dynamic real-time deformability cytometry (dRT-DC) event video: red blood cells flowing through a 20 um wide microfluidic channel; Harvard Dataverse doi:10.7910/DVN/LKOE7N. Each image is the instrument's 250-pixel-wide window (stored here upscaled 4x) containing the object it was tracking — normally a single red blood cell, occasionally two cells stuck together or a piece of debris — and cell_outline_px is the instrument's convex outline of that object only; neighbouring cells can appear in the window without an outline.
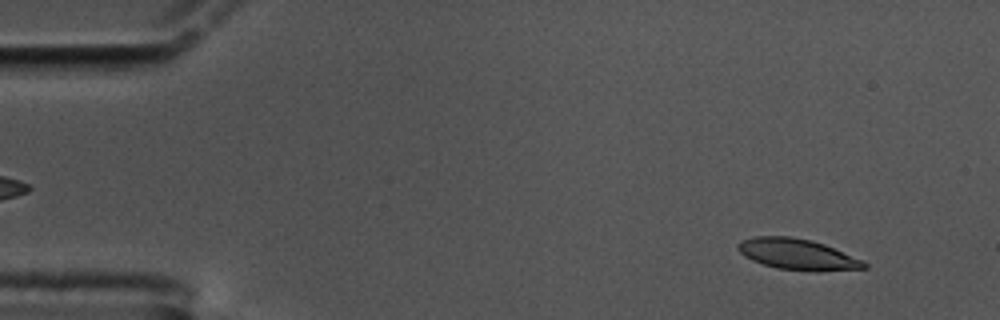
{"species": "common noctule bat (a hibernating species)", "species_latin": "Nyctalus noctula", "temperature_condition": "cold", "stored_images_in_passage": 59, "camera_frame_rate_fps": 3000, "um_per_image_px": 0.085, "animal": {"sex": "male", "body_mass_g": 17.5, "forearm_length_mm": 52.3}, "frame": {"image": 1, "passage_image": 5, "time_ms": 1.333, "image_size_px": [1000, 320], "cell_outline_px": [[868, 268], [816, 272], [776, 268], [752, 260], [744, 256], [736, 248], [736, 244], [740, 240], [752, 236], [792, 236], [812, 240], [824, 244], [864, 260], [868, 264]], "centroid_in_image_um": [67.79, 21.61], "position_along_channel_um": 17.2, "area_um2": 23.12}}
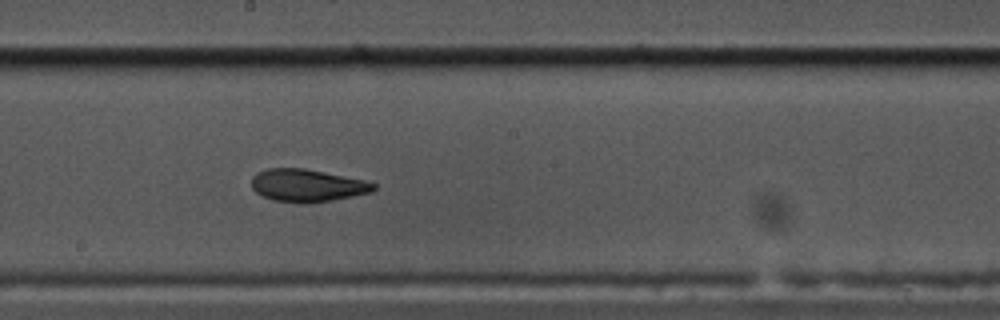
{"frame": {"image": 2, "passage_image": 32, "time_ms": 10.333, "image_size_px": [1000, 320], "cell_outline_px": [[376, 188], [372, 192], [332, 200], [308, 204], [300, 204], [272, 200], [256, 192], [252, 188], [252, 176], [256, 172], [268, 168], [304, 168], [364, 180], [376, 184]], "centroid_in_image_um": [26.09, 15.77], "position_along_channel_um": 222.1, "area_um2": 23.29}}
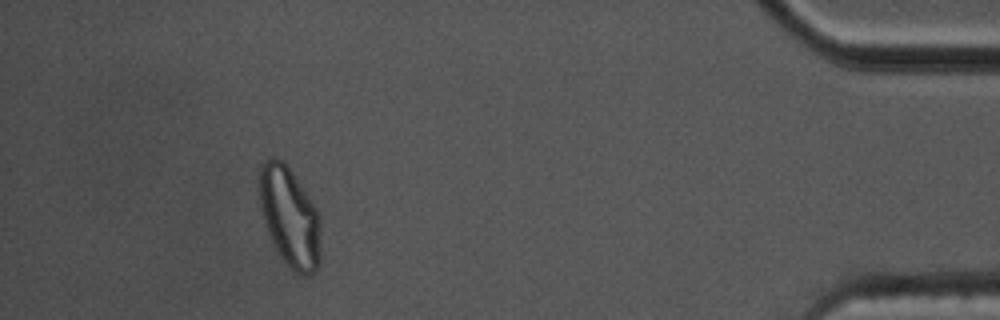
{"frame": {"image": 3, "passage_image": 54, "time_ms": 17.667, "image_size_px": [1000, 320], "cell_outline_px": [[320, 264], [316, 272], [308, 276], [304, 276], [296, 272], [284, 260], [276, 248], [268, 232], [264, 220], [260, 204], [260, 164], [264, 160], [284, 160], [312, 200], [320, 216]], "centroid_in_image_um": [24.67, 18.46], "position_along_channel_um": 410.5, "area_um2": 35.43}, "authors_computed_cell_mechanics": {"area_um2": 23.2934, "velocity_mm_per_s": 3.3599, "shape_relaxation_time_tau1_ms": 8.4848, "shape_relaxation_time_tau2_ms": 2.5698, "deformation_change_tau1": 0.1918, "deformation_change_tau2": 0.0857}}